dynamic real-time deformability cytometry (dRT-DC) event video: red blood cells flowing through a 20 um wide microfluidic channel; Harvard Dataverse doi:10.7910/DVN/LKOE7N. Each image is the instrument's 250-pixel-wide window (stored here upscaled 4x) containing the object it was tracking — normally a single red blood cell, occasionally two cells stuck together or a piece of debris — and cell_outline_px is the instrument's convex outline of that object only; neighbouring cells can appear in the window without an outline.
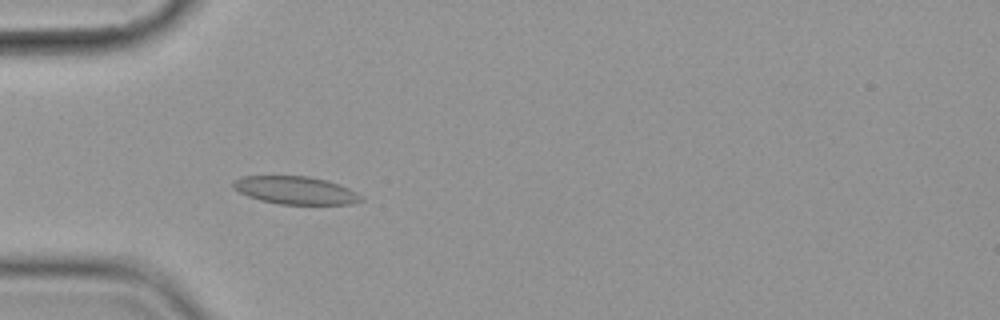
{"species": "common noctule bat (a hibernating species)", "species_latin": "Nyctalus noctula", "temperature_condition": "cold", "stored_images_in_passage": 5, "camera_frame_rate_fps": 3000, "um_per_image_px": 0.085, "animal": {"sex": "female", "body_mass_g": 19.9}, "frame": {"image": 1, "passage_image": 5, "time_ms": 4.667, "image_size_px": [1000, 320], "cell_outline_px": [[364, 200], [352, 204], [280, 204], [260, 200], [248, 196], [232, 188], [232, 184], [236, 180], [244, 176], [308, 176], [340, 184], [356, 192]], "centroid_in_image_um": [25.12, 16.18], "position_along_channel_um": 59.9, "area_um2": 20.58}}